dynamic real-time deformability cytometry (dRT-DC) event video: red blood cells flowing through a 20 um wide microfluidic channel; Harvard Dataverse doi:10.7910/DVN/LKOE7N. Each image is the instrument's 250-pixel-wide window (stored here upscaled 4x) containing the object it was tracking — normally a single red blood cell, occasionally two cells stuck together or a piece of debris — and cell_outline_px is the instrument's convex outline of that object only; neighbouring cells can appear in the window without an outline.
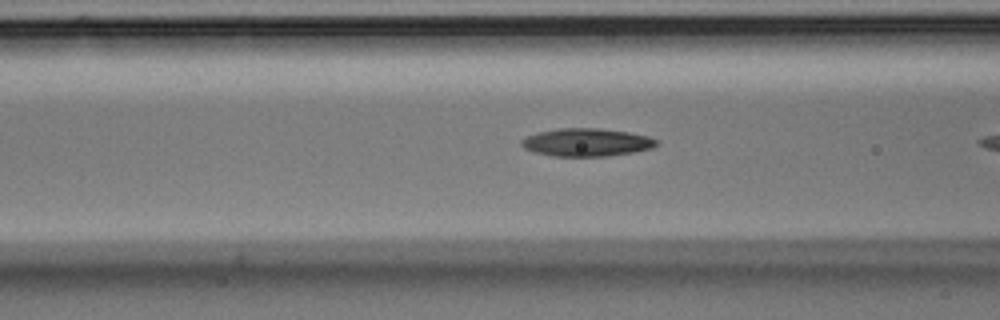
{"species": "Egyptian fruit bat (a non-hibernating species)", "species_latin": "Rousettus aegyptiacus", "temperature_condition": "room temperature", "stored_images_in_passage": 26, "camera_frame_rate_fps": 3000, "um_per_image_px": 0.085, "animal": {"sex": "male"}, "frame": {"image": 1, "passage_image": 8, "time_ms": 2.333, "image_size_px": [1000, 320], "cell_outline_px": [[660, 144], [652, 148], [632, 152], [608, 156], [552, 156], [536, 152], [524, 148], [520, 144], [520, 140], [536, 132], [560, 128], [600, 128], [628, 132], [648, 136], [656, 140]], "centroid_in_image_um": [49.85, 12.09], "position_along_channel_um": 116.7, "area_um2": 21.96}}
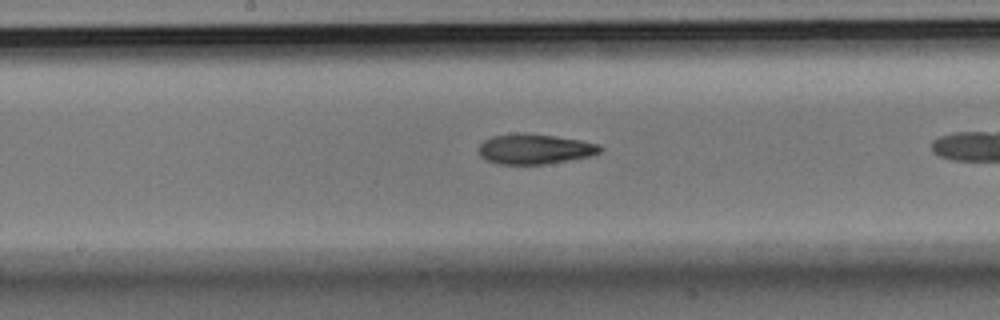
{"frame": {"image": 2, "passage_image": 15, "time_ms": 4.667, "image_size_px": [1000, 320], "cell_outline_px": [[604, 148], [600, 152], [588, 156], [544, 164], [496, 164], [480, 156], [476, 148], [484, 140], [492, 136], [524, 132], [556, 136], [580, 140], [600, 144]], "centroid_in_image_um": [45.42, 12.65], "position_along_channel_um": 202.8, "area_um2": 21.39}}
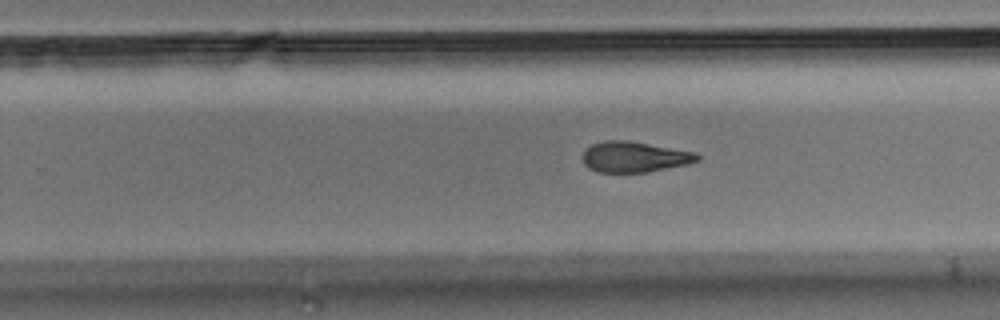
{"frame": {"image": 3, "passage_image": 21, "time_ms": 6.667, "image_size_px": [1000, 320], "cell_outline_px": [[700, 160], [688, 164], [648, 172], [596, 172], [588, 168], [584, 164], [580, 156], [592, 144], [604, 140], [628, 140], [696, 152], [700, 156]], "centroid_in_image_um": [53.91, 13.34], "position_along_channel_um": 275.9, "area_um2": 20.69}}